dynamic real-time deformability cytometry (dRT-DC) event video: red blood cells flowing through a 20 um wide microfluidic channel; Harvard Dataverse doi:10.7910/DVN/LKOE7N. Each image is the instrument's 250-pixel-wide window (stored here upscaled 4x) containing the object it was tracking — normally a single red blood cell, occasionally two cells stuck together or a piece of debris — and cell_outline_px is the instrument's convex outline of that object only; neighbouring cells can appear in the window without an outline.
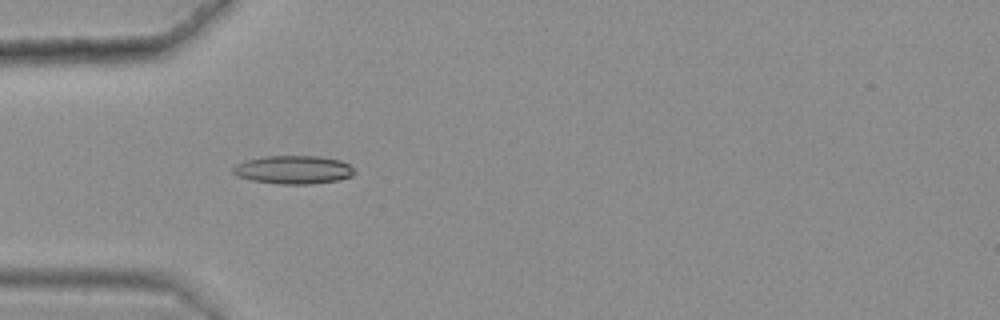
{"species": "common noctule bat (a hibernating species)", "species_latin": "Nyctalus noctula", "temperature_condition": "warm", "stored_images_in_passage": 49, "camera_frame_rate_fps": 3000, "um_per_image_px": 0.085, "animal": {"sex": "female", "body_mass_g": 25.1}, "frame": {"image": 1, "passage_image": 18, "time_ms": 5.667, "image_size_px": [1000, 320], "cell_outline_px": [[356, 172], [352, 176], [336, 180], [312, 184], [280, 184], [252, 180], [236, 176], [232, 172], [232, 168], [236, 164], [248, 160], [264, 156], [320, 156], [340, 160], [348, 164]], "centroid_in_image_um": [24.93, 14.43], "position_along_channel_um": 60.1, "area_um2": 20.0}}
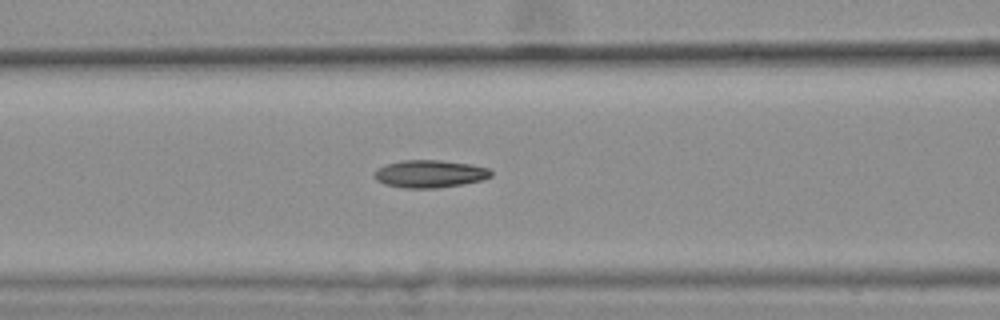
{"frame": {"image": 2, "passage_image": 24, "time_ms": 7.667, "image_size_px": [1000, 320], "cell_outline_px": [[492, 176], [484, 180], [464, 184], [436, 188], [404, 188], [384, 184], [376, 180], [372, 176], [372, 172], [376, 168], [384, 164], [400, 160], [440, 160], [472, 164], [488, 168], [492, 172]], "centroid_in_image_um": [36.49, 14.77], "position_along_channel_um": 130.1, "area_um2": 19.19}}
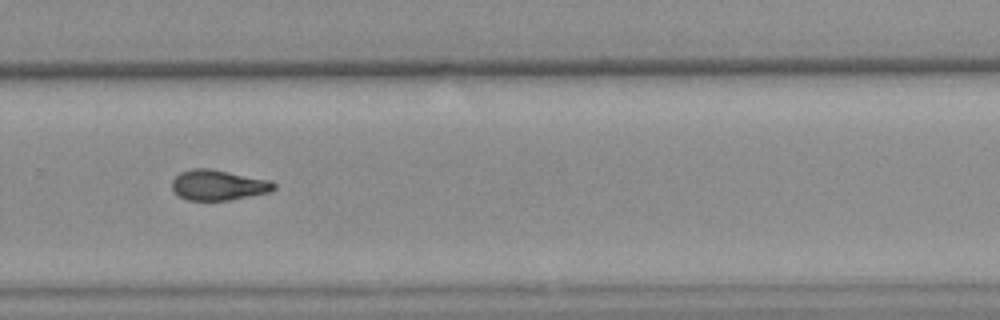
{"frame": {"image": 3, "passage_image": 39, "time_ms": 12.667, "image_size_px": [1000, 320], "cell_outline_px": [[276, 188], [268, 192], [232, 200], [188, 200], [180, 196], [172, 188], [172, 180], [180, 172], [192, 168], [208, 168], [272, 180], [276, 184]], "centroid_in_image_um": [18.57, 15.72], "position_along_channel_um": 311.2, "area_um2": 18.03}, "authors_computed_cell_mechanics": {"area_um2": 18.496, "velocity_mm_per_s": 3.633, "shape_relaxation_time_tau1_ms": null, "shape_relaxation_time_tau2_ms": 3.2323, "deformation_change_tau1": null, "deformation_change_tau2": 0.0965}}